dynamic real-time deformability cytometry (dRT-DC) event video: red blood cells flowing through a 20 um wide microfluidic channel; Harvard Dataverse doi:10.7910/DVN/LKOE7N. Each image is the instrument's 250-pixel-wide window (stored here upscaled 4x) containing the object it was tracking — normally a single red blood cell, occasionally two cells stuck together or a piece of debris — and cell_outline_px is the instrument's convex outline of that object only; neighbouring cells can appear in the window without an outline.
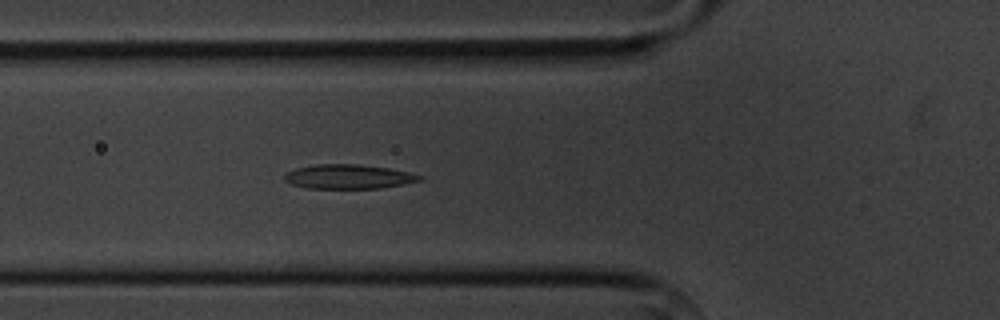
{"species": "common noctule bat (a hibernating species)", "species_latin": "Nyctalus noctula", "temperature_condition": "cold", "stored_images_in_passage": 3, "camera_frame_rate_fps": 3000, "um_per_image_px": 0.085, "animal": {"sex": "male", "body_mass_g": 20.1, "forearm_length_mm": 53.5}, "frame": {"image": 1, "passage_image": 3, "time_ms": 2.0, "image_size_px": [1000, 320], "cell_outline_px": [[424, 180], [404, 184], [380, 188], [308, 188], [292, 184], [284, 180], [284, 176], [288, 172], [296, 168], [316, 164], [360, 164], [388, 168], [408, 172], [424, 176]], "centroid_in_image_um": [29.66, 15.01], "position_along_channel_um": 96.1, "area_um2": 19.13}}